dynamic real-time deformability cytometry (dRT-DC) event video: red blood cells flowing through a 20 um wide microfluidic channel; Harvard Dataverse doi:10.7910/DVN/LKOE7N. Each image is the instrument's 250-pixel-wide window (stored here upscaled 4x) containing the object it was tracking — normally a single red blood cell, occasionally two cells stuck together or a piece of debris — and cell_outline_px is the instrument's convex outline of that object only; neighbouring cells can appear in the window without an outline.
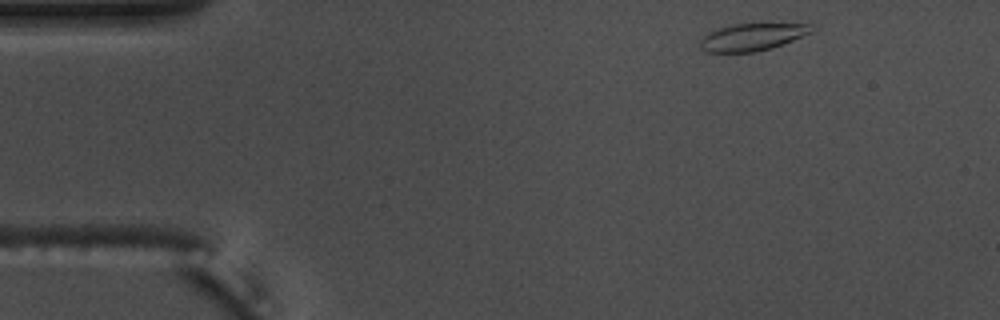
{"species": "common noctule bat (a hibernating species)", "species_latin": "Nyctalus noctula", "temperature_condition": "warm", "stored_images_in_passage": 50, "camera_frame_rate_fps": 3000, "um_per_image_px": 0.085, "animal": {"sex": "male", "body_mass_g": 17.5, "forearm_length_mm": 52.3}, "frame": {"image": 1, "passage_image": 2, "time_ms": 0.333, "image_size_px": [1000, 320], "cell_outline_px": [[812, 32], [772, 48], [756, 52], [704, 52], [700, 48], [700, 40], [704, 36], [720, 28], [732, 24], [812, 24]], "centroid_in_image_um": [63.92, 3.16], "position_along_channel_um": 21.1, "area_um2": 17.4}}
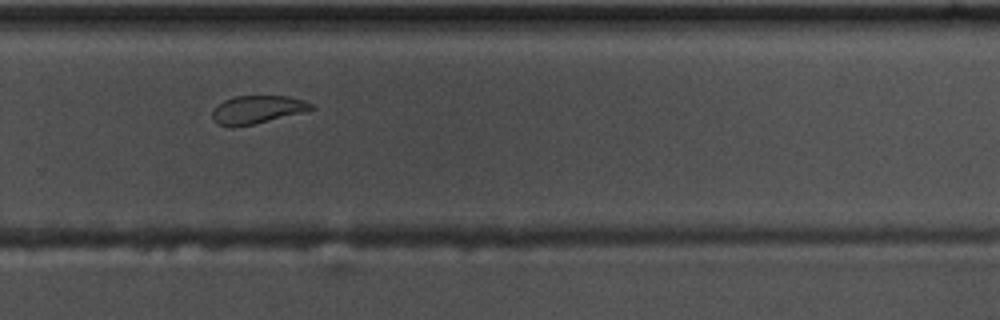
{"frame": {"image": 2, "passage_image": 32, "time_ms": 10.333, "image_size_px": [1000, 320], "cell_outline_px": [[316, 108], [308, 112], [252, 124], [232, 128], [220, 124], [212, 116], [212, 112], [216, 104], [224, 100], [236, 96], [288, 96], [304, 100], [312, 104]], "centroid_in_image_um": [21.91, 9.31], "position_along_channel_um": 307.9, "area_um2": 16.3}}
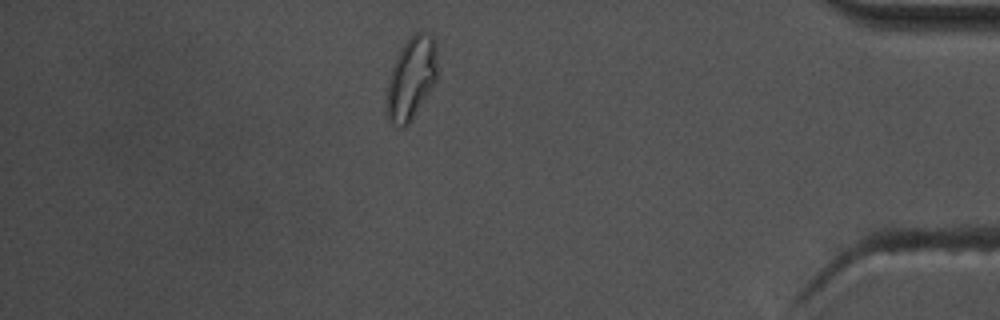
{"frame": {"image": 3, "passage_image": 43, "time_ms": 14.0, "image_size_px": [1000, 320], "cell_outline_px": [[436, 80], [408, 124], [404, 128], [400, 128], [388, 124], [384, 112], [384, 108], [388, 80], [396, 56], [400, 48], [412, 32], [420, 28], [428, 32], [436, 40]], "centroid_in_image_um": [34.9, 6.63], "position_along_channel_um": 400.3, "area_um2": 25.14}, "authors_computed_cell_mechanics": {"area_um2": 17.8024, "velocity_mm_per_s": 3.6632, "shape_relaxation_time_tau1_ms": 5.8052, "shape_relaxation_time_tau2_ms": 2.1131, "deformation_change_tau1": 0.1468, "deformation_change_tau2": 0.0679}}